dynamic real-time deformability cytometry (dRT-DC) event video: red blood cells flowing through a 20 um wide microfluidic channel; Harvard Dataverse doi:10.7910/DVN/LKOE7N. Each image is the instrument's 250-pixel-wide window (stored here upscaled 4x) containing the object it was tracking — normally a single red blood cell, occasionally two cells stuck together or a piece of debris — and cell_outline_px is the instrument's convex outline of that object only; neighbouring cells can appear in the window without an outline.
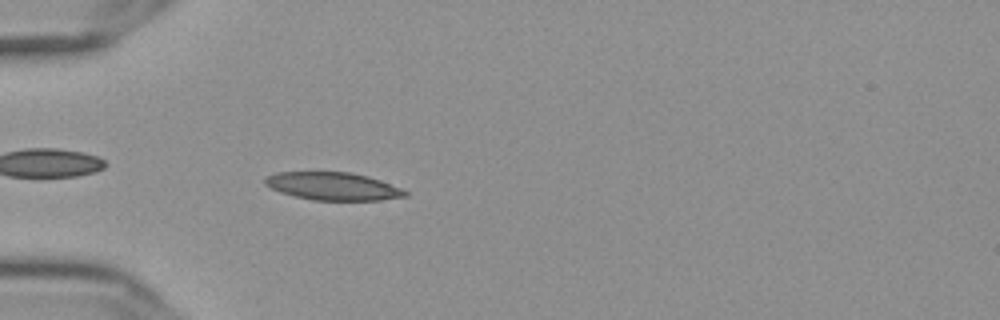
{"species": "Egyptian fruit bat (a non-hibernating species)", "species_latin": "Rousettus aegyptiacus", "temperature_condition": "cold", "stored_images_in_passage": 50, "camera_frame_rate_fps": 3000, "um_per_image_px": 0.085, "frame": {"image": 1, "passage_image": 17, "time_ms": 5.333, "image_size_px": [1000, 320], "cell_outline_px": [[408, 196], [380, 200], [312, 200], [280, 192], [264, 184], [264, 176], [276, 172], [352, 172], [368, 176], [380, 180], [400, 188], [408, 192]], "centroid_in_image_um": [28.28, 15.82], "position_along_channel_um": 56.7, "area_um2": 22.72}}
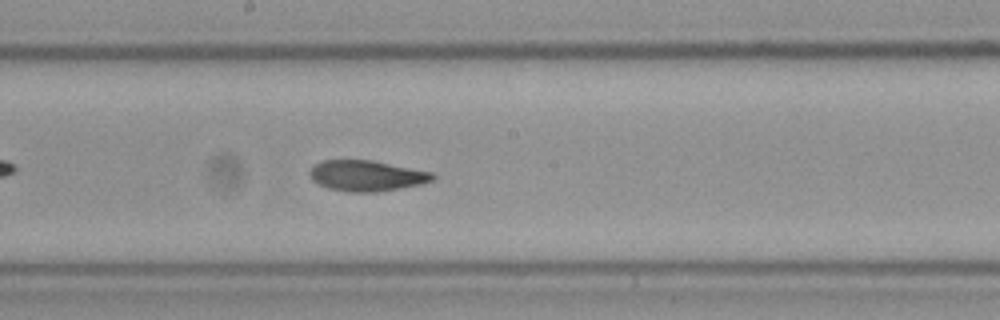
{"frame": {"image": 2, "passage_image": 31, "time_ms": 10.0, "image_size_px": [1000, 320], "cell_outline_px": [[436, 176], [432, 180], [420, 184], [400, 188], [376, 192], [348, 192], [328, 188], [312, 180], [308, 172], [316, 164], [324, 160], [372, 160], [432, 172]], "centroid_in_image_um": [31.16, 14.94], "position_along_channel_um": 217.0, "area_um2": 21.85}}
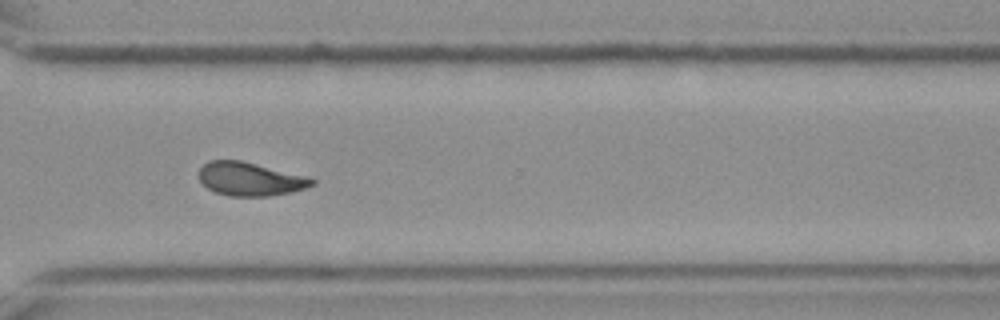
{"frame": {"image": 3, "passage_image": 42, "time_ms": 13.667, "image_size_px": [1000, 320], "cell_outline_px": [[316, 184], [308, 188], [292, 192], [268, 196], [228, 196], [216, 192], [208, 188], [200, 180], [200, 168], [208, 160], [240, 160], [308, 176], [316, 180]], "centroid_in_image_um": [21.31, 15.22], "position_along_channel_um": 349.3, "area_um2": 22.14}, "authors_computed_cell_mechanics": {"area_um2": 21.8195, "velocity_mm_per_s": 3.613, "shape_relaxation_time_tau1_ms": null, "shape_relaxation_time_tau2_ms": 4.7512, "deformation_change_tau1": null, "deformation_change_tau2": 0.0911}}